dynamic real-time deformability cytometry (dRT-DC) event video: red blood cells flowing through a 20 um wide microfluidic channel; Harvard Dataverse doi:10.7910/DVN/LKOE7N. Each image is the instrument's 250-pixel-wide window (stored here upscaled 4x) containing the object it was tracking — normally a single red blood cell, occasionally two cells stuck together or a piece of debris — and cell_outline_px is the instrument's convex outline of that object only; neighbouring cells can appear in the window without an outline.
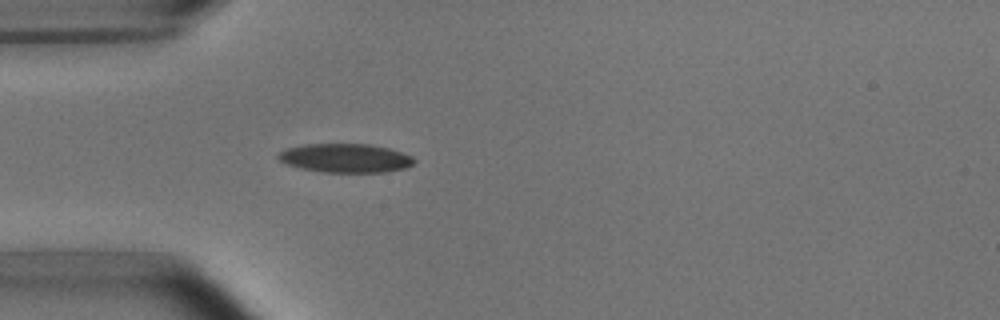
{"species": "common noctule bat (a hibernating species)", "species_latin": "Nyctalus noctula", "temperature_condition": "room temperature", "stored_images_in_passage": 3, "camera_frame_rate_fps": 3000, "um_per_image_px": 0.085, "animal": {"sex": "male", "body_mass_g": 15.6}, "frame": {"image": 1, "passage_image": 3, "time_ms": 2.333, "image_size_px": [1000, 320], "cell_outline_px": [[416, 160], [408, 168], [384, 172], [320, 172], [300, 168], [288, 164], [280, 160], [276, 156], [280, 152], [288, 148], [308, 144], [368, 144], [388, 148], [412, 156]], "centroid_in_image_um": [29.39, 13.44], "position_along_channel_um": 55.6, "area_um2": 22.72}}